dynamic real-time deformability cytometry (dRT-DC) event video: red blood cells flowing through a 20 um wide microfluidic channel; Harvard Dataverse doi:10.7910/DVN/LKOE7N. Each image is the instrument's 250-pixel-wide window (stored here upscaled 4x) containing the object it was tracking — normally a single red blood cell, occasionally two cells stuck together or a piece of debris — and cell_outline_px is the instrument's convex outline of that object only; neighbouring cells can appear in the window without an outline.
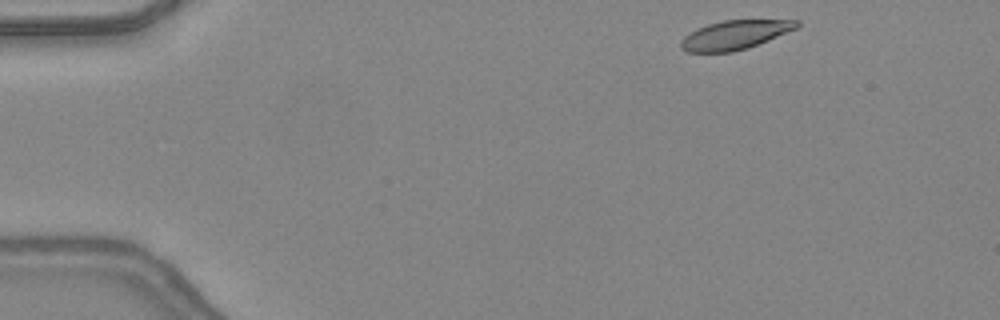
{"species": "common noctule bat (a hibernating species)", "species_latin": "Nyctalus noctula", "temperature_condition": "warm", "stored_images_in_passage": 42, "camera_frame_rate_fps": 3000, "um_per_image_px": 0.085, "animal": {"sex": "female", "body_mass_g": 24.6, "forearm_length_mm": 56.2}, "frame": {"image": 1, "passage_image": 1, "time_ms": 0.0, "image_size_px": [1000, 320], "cell_outline_px": [[800, 24], [796, 28], [768, 40], [748, 48], [732, 52], [688, 52], [680, 48], [680, 40], [684, 36], [708, 24], [724, 20], [800, 20]], "centroid_in_image_um": [62.45, 2.97], "position_along_channel_um": 22.5, "area_um2": 19.36}}
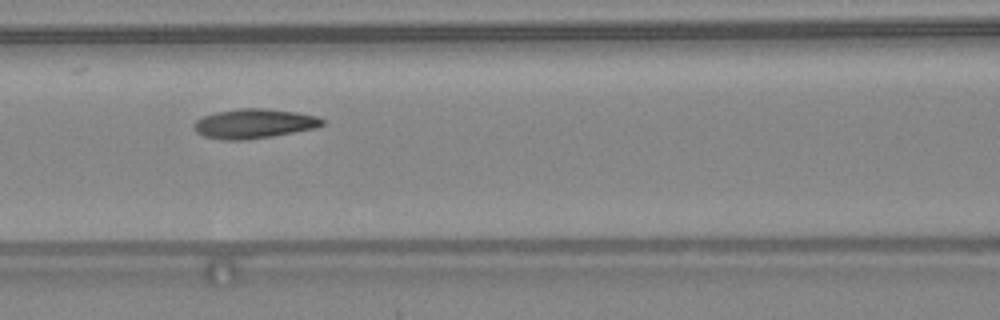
{"frame": {"image": 2, "passage_image": 16, "time_ms": 5.0, "image_size_px": [1000, 320], "cell_outline_px": [[324, 124], [316, 128], [272, 136], [244, 140], [224, 140], [204, 136], [196, 132], [192, 128], [192, 124], [196, 120], [204, 116], [216, 112], [240, 108], [264, 108], [296, 112], [316, 116], [324, 120]], "centroid_in_image_um": [21.56, 10.51], "position_along_channel_um": 145.0, "area_um2": 22.08}}
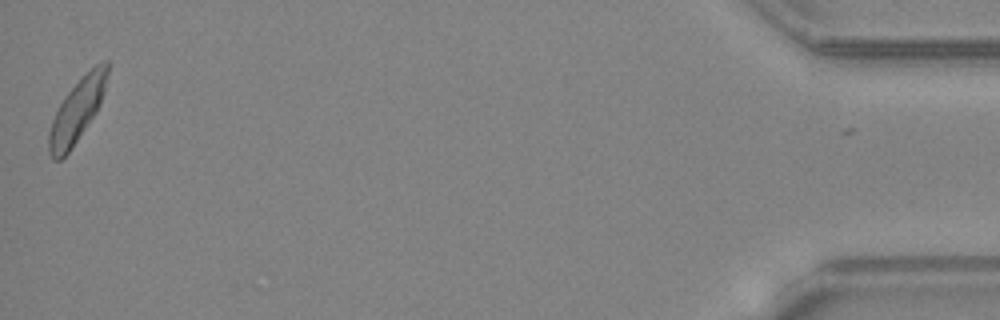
{"frame": {"image": 3, "passage_image": 42, "time_ms": 13.667, "image_size_px": [1000, 320], "cell_outline_px": [[108, 76], [104, 92], [100, 104], [96, 112], [68, 152], [60, 160], [52, 160], [48, 152], [48, 132], [52, 120], [64, 96], [96, 64], [104, 60], [108, 60]], "centroid_in_image_um": [6.54, 9.42], "position_along_channel_um": 428.7, "area_um2": 21.04}, "authors_computed_cell_mechanics": {"area_um2": 21.4438, "velocity_mm_per_s": 4.3471, "shape_relaxation_time_tau1_ms": 3.0355, "shape_relaxation_time_tau2_ms": 8.5926, "deformation_change_tau1": 0.1172, "deformation_change_tau2": 0.177}}